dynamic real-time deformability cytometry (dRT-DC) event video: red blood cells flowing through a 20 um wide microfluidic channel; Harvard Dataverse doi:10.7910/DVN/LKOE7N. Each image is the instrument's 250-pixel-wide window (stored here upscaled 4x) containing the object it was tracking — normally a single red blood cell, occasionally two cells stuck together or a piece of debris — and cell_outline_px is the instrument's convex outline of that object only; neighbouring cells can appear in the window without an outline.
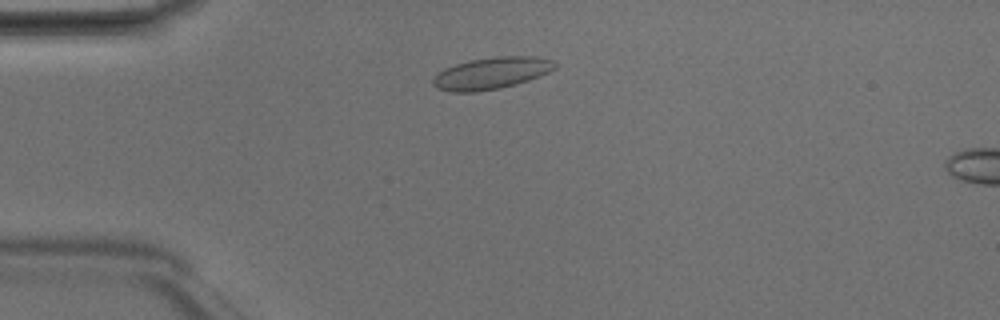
{"species": "Egyptian fruit bat (a non-hibernating species)", "species_latin": "Rousettus aegyptiacus", "temperature_condition": "room temperature", "stored_images_in_passage": 10, "camera_frame_rate_fps": 3000, "um_per_image_px": 0.085, "animal": {"sex": "male"}, "frame": {"image": 1, "passage_image": 7, "time_ms": 2.0, "image_size_px": [1000, 320], "cell_outline_px": [[556, 68], [540, 76], [516, 84], [500, 88], [472, 92], [452, 92], [436, 88], [432, 84], [432, 80], [444, 68], [468, 60], [496, 56], [536, 56], [552, 60], [556, 64]], "centroid_in_image_um": [41.77, 6.21], "position_along_channel_um": 43.2, "area_um2": 22.6}}